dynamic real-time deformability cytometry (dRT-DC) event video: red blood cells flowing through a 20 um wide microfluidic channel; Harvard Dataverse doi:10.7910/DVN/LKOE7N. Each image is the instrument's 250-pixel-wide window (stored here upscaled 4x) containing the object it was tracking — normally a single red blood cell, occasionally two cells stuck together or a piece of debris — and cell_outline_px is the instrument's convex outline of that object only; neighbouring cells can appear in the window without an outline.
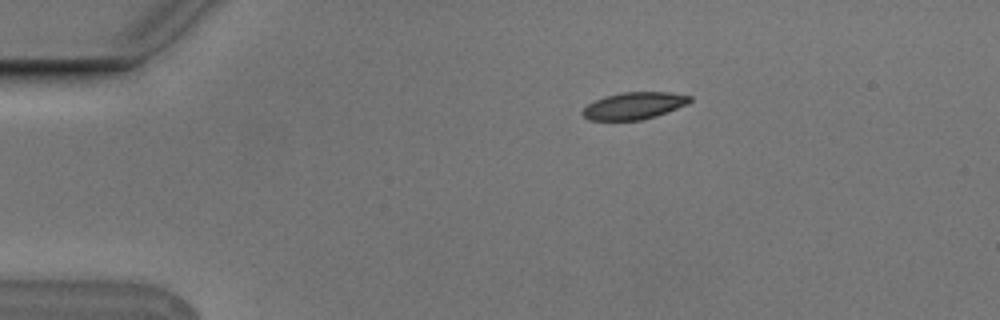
{"species": "Egyptian fruit bat (a non-hibernating species)", "species_latin": "Rousettus aegyptiacus", "temperature_condition": "cold", "stored_images_in_passage": 5, "camera_frame_rate_fps": 3000, "um_per_image_px": 0.085, "animal": {"sex": "male"}, "frame": {"image": 1, "passage_image": 5, "time_ms": 1.333, "image_size_px": [1000, 320], "cell_outline_px": [[692, 100], [688, 104], [656, 116], [640, 120], [588, 120], [580, 112], [588, 104], [604, 96], [624, 92], [668, 92], [692, 96]], "centroid_in_image_um": [53.9, 8.98], "position_along_channel_um": 31.1, "area_um2": 16.88}}